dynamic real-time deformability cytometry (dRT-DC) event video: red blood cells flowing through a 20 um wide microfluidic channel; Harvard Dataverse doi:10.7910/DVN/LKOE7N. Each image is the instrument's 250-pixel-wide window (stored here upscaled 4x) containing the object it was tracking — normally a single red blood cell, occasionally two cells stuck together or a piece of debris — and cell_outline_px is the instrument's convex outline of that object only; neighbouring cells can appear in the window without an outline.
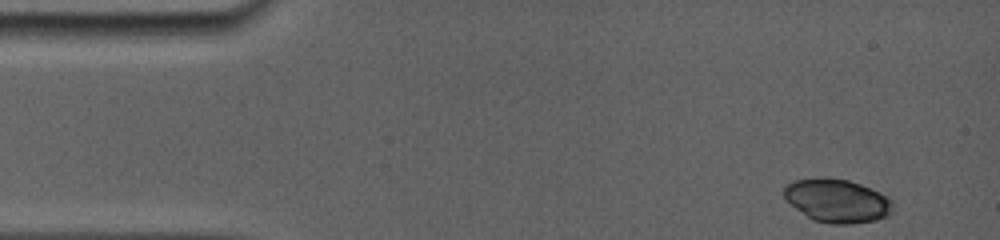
{"species": "common noctule bat (a hibernating species)", "species_latin": "Nyctalus noctula", "temperature_condition": "room temperature", "stored_images_in_passage": 5, "camera_frame_rate_fps": 5000, "um_per_image_px": 0.085, "animal": {"sex": "female", "body_mass_g": 19.0, "forearm_length_mm": 56.7}, "frame": {"image": 1, "passage_image": 1, "time_ms": 0.0, "image_size_px": [1000, 240], "cell_outline_px": [[892, 212], [888, 216], [876, 220], [852, 224], [832, 224], [812, 220], [796, 208], [784, 196], [784, 184], [796, 180], [816, 176], [824, 176], [848, 180], [860, 184], [892, 200]], "centroid_in_image_um": [71.13, 17.05], "position_along_channel_um": 13.9, "area_um2": 27.57}}
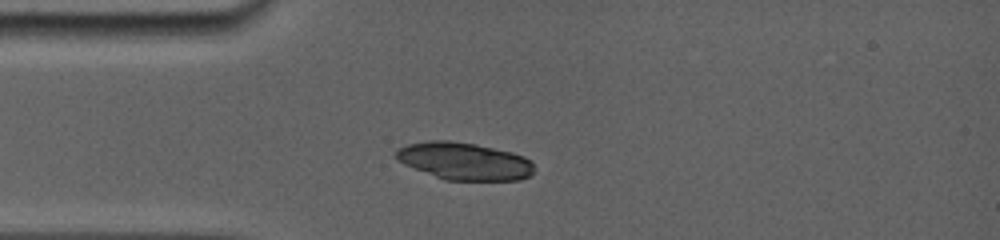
{"frame": {"image": 2, "passage_image": 4, "time_ms": 3.0, "image_size_px": [1000, 240], "cell_outline_px": [[536, 168], [528, 176], [520, 180], [444, 180], [404, 164], [396, 160], [396, 148], [408, 144], [428, 140], [448, 140], [476, 144], [512, 152], [524, 156], [532, 160]], "centroid_in_image_um": [39.48, 13.69], "position_along_channel_um": 45.5, "area_um2": 30.29}}